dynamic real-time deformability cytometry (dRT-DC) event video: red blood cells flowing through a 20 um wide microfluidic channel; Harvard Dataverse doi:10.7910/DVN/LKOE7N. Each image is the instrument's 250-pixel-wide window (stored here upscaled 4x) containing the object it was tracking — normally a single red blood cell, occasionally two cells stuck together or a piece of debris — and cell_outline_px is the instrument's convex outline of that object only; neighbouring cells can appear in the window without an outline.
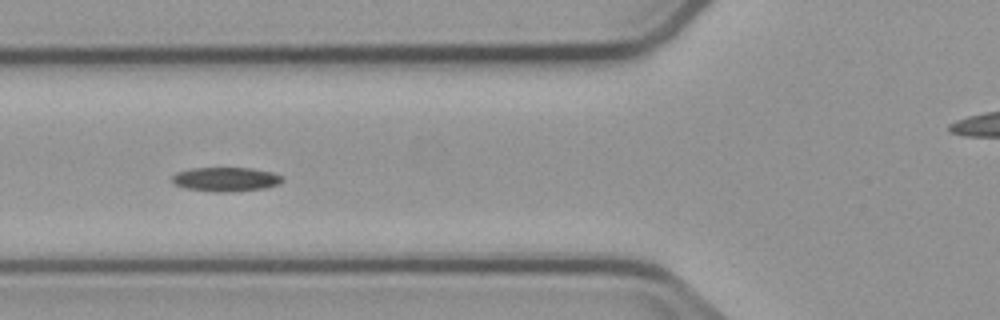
{"species": "common noctule bat (a hibernating species)", "species_latin": "Nyctalus noctula", "temperature_condition": "cold", "stored_images_in_passage": 10, "camera_frame_rate_fps": 3000, "um_per_image_px": 0.085, "animal": {"sex": "male", "body_mass_g": 23.1, "forearm_length_mm": 52.7}, "frame": {"image": 1, "passage_image": 7, "time_ms": 7.0, "image_size_px": [1000, 320], "cell_outline_px": [[284, 180], [280, 184], [264, 188], [224, 192], [216, 192], [184, 188], [176, 184], [172, 180], [172, 176], [176, 172], [192, 168], [252, 168], [272, 172], [284, 176]], "centroid_in_image_um": [19.22, 15.23], "position_along_channel_um": 106.6, "area_um2": 15.55}}